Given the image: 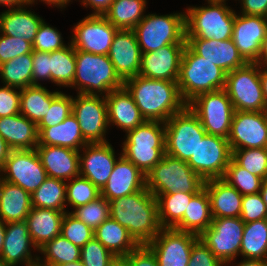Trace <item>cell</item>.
<instances>
[{"instance_id":"cell-1","label":"cell","mask_w":267,"mask_h":266,"mask_svg":"<svg viewBox=\"0 0 267 266\" xmlns=\"http://www.w3.org/2000/svg\"><path fill=\"white\" fill-rule=\"evenodd\" d=\"M124 87L131 94L147 121L165 123L175 113L187 106L180 94L177 82L137 75L125 80Z\"/></svg>"},{"instance_id":"cell-2","label":"cell","mask_w":267,"mask_h":266,"mask_svg":"<svg viewBox=\"0 0 267 266\" xmlns=\"http://www.w3.org/2000/svg\"><path fill=\"white\" fill-rule=\"evenodd\" d=\"M110 217L125 227L139 245H147L161 230L157 200L147 188L109 201Z\"/></svg>"},{"instance_id":"cell-3","label":"cell","mask_w":267,"mask_h":266,"mask_svg":"<svg viewBox=\"0 0 267 266\" xmlns=\"http://www.w3.org/2000/svg\"><path fill=\"white\" fill-rule=\"evenodd\" d=\"M76 70L71 88L78 94L106 96L124 86L108 55L75 49Z\"/></svg>"},{"instance_id":"cell-4","label":"cell","mask_w":267,"mask_h":266,"mask_svg":"<svg viewBox=\"0 0 267 266\" xmlns=\"http://www.w3.org/2000/svg\"><path fill=\"white\" fill-rule=\"evenodd\" d=\"M177 84L183 100L188 104L199 94L224 89L226 72L209 60L197 55L186 44L182 54Z\"/></svg>"},{"instance_id":"cell-5","label":"cell","mask_w":267,"mask_h":266,"mask_svg":"<svg viewBox=\"0 0 267 266\" xmlns=\"http://www.w3.org/2000/svg\"><path fill=\"white\" fill-rule=\"evenodd\" d=\"M189 6L185 11L186 39L227 40L232 38L236 10L225 2Z\"/></svg>"},{"instance_id":"cell-6","label":"cell","mask_w":267,"mask_h":266,"mask_svg":"<svg viewBox=\"0 0 267 266\" xmlns=\"http://www.w3.org/2000/svg\"><path fill=\"white\" fill-rule=\"evenodd\" d=\"M122 155L145 175L165 154V123L145 121L126 132Z\"/></svg>"},{"instance_id":"cell-7","label":"cell","mask_w":267,"mask_h":266,"mask_svg":"<svg viewBox=\"0 0 267 266\" xmlns=\"http://www.w3.org/2000/svg\"><path fill=\"white\" fill-rule=\"evenodd\" d=\"M204 180L195 173L187 161L167 155L146 174V188L155 195L175 192L197 193Z\"/></svg>"},{"instance_id":"cell-8","label":"cell","mask_w":267,"mask_h":266,"mask_svg":"<svg viewBox=\"0 0 267 266\" xmlns=\"http://www.w3.org/2000/svg\"><path fill=\"white\" fill-rule=\"evenodd\" d=\"M133 30L142 53L153 52L169 44H186L185 12L145 14Z\"/></svg>"},{"instance_id":"cell-9","label":"cell","mask_w":267,"mask_h":266,"mask_svg":"<svg viewBox=\"0 0 267 266\" xmlns=\"http://www.w3.org/2000/svg\"><path fill=\"white\" fill-rule=\"evenodd\" d=\"M206 134L197 115L186 106L165 122V153L188 161Z\"/></svg>"},{"instance_id":"cell-10","label":"cell","mask_w":267,"mask_h":266,"mask_svg":"<svg viewBox=\"0 0 267 266\" xmlns=\"http://www.w3.org/2000/svg\"><path fill=\"white\" fill-rule=\"evenodd\" d=\"M235 111H267L260 78V66L247 63L226 73L224 88Z\"/></svg>"},{"instance_id":"cell-11","label":"cell","mask_w":267,"mask_h":266,"mask_svg":"<svg viewBox=\"0 0 267 266\" xmlns=\"http://www.w3.org/2000/svg\"><path fill=\"white\" fill-rule=\"evenodd\" d=\"M187 106L207 134L228 139L235 109L225 89L199 94Z\"/></svg>"},{"instance_id":"cell-12","label":"cell","mask_w":267,"mask_h":266,"mask_svg":"<svg viewBox=\"0 0 267 266\" xmlns=\"http://www.w3.org/2000/svg\"><path fill=\"white\" fill-rule=\"evenodd\" d=\"M244 226L245 223L240 217L213 218L210 227L199 238L228 266L240 255Z\"/></svg>"},{"instance_id":"cell-13","label":"cell","mask_w":267,"mask_h":266,"mask_svg":"<svg viewBox=\"0 0 267 266\" xmlns=\"http://www.w3.org/2000/svg\"><path fill=\"white\" fill-rule=\"evenodd\" d=\"M232 159L228 139L206 134L199 141L195 154L187 161L191 169L204 181L223 178Z\"/></svg>"},{"instance_id":"cell-14","label":"cell","mask_w":267,"mask_h":266,"mask_svg":"<svg viewBox=\"0 0 267 266\" xmlns=\"http://www.w3.org/2000/svg\"><path fill=\"white\" fill-rule=\"evenodd\" d=\"M0 174V179L20 186L30 195L48 178L36 149L12 150Z\"/></svg>"},{"instance_id":"cell-15","label":"cell","mask_w":267,"mask_h":266,"mask_svg":"<svg viewBox=\"0 0 267 266\" xmlns=\"http://www.w3.org/2000/svg\"><path fill=\"white\" fill-rule=\"evenodd\" d=\"M72 114L88 144L107 143L108 114L105 96L78 94L73 98Z\"/></svg>"},{"instance_id":"cell-16","label":"cell","mask_w":267,"mask_h":266,"mask_svg":"<svg viewBox=\"0 0 267 266\" xmlns=\"http://www.w3.org/2000/svg\"><path fill=\"white\" fill-rule=\"evenodd\" d=\"M118 30L104 16L88 15L74 24L69 43L76 50L108 55Z\"/></svg>"},{"instance_id":"cell-17","label":"cell","mask_w":267,"mask_h":266,"mask_svg":"<svg viewBox=\"0 0 267 266\" xmlns=\"http://www.w3.org/2000/svg\"><path fill=\"white\" fill-rule=\"evenodd\" d=\"M199 236L174 228H161L147 246L155 254L159 266H188L193 244Z\"/></svg>"},{"instance_id":"cell-18","label":"cell","mask_w":267,"mask_h":266,"mask_svg":"<svg viewBox=\"0 0 267 266\" xmlns=\"http://www.w3.org/2000/svg\"><path fill=\"white\" fill-rule=\"evenodd\" d=\"M228 142L232 151L267 148V111H235Z\"/></svg>"},{"instance_id":"cell-19","label":"cell","mask_w":267,"mask_h":266,"mask_svg":"<svg viewBox=\"0 0 267 266\" xmlns=\"http://www.w3.org/2000/svg\"><path fill=\"white\" fill-rule=\"evenodd\" d=\"M83 151V152H82ZM80 176L89 179L99 190L107 183L115 163V150L109 142L85 145L79 151Z\"/></svg>"},{"instance_id":"cell-20","label":"cell","mask_w":267,"mask_h":266,"mask_svg":"<svg viewBox=\"0 0 267 266\" xmlns=\"http://www.w3.org/2000/svg\"><path fill=\"white\" fill-rule=\"evenodd\" d=\"M185 46L186 44H169L156 51L142 53L138 75L177 82Z\"/></svg>"},{"instance_id":"cell-21","label":"cell","mask_w":267,"mask_h":266,"mask_svg":"<svg viewBox=\"0 0 267 266\" xmlns=\"http://www.w3.org/2000/svg\"><path fill=\"white\" fill-rule=\"evenodd\" d=\"M266 32L267 18L236 12L232 40L248 63L257 61Z\"/></svg>"},{"instance_id":"cell-22","label":"cell","mask_w":267,"mask_h":266,"mask_svg":"<svg viewBox=\"0 0 267 266\" xmlns=\"http://www.w3.org/2000/svg\"><path fill=\"white\" fill-rule=\"evenodd\" d=\"M32 250L38 252L30 237L26 221L6 223L5 239L0 255L2 260L11 266L18 264L38 266L39 256L35 254L33 257Z\"/></svg>"},{"instance_id":"cell-23","label":"cell","mask_w":267,"mask_h":266,"mask_svg":"<svg viewBox=\"0 0 267 266\" xmlns=\"http://www.w3.org/2000/svg\"><path fill=\"white\" fill-rule=\"evenodd\" d=\"M141 55L142 52L134 30H118L112 41L108 57L123 81L139 74Z\"/></svg>"},{"instance_id":"cell-24","label":"cell","mask_w":267,"mask_h":266,"mask_svg":"<svg viewBox=\"0 0 267 266\" xmlns=\"http://www.w3.org/2000/svg\"><path fill=\"white\" fill-rule=\"evenodd\" d=\"M146 188V175L123 155L117 160L100 195L108 202Z\"/></svg>"},{"instance_id":"cell-25","label":"cell","mask_w":267,"mask_h":266,"mask_svg":"<svg viewBox=\"0 0 267 266\" xmlns=\"http://www.w3.org/2000/svg\"><path fill=\"white\" fill-rule=\"evenodd\" d=\"M186 44L199 56L217 65L226 73L248 62L239 53L232 38L227 40L186 39Z\"/></svg>"},{"instance_id":"cell-26","label":"cell","mask_w":267,"mask_h":266,"mask_svg":"<svg viewBox=\"0 0 267 266\" xmlns=\"http://www.w3.org/2000/svg\"><path fill=\"white\" fill-rule=\"evenodd\" d=\"M36 150L48 177L69 181L80 176L79 151L49 145H37Z\"/></svg>"},{"instance_id":"cell-27","label":"cell","mask_w":267,"mask_h":266,"mask_svg":"<svg viewBox=\"0 0 267 266\" xmlns=\"http://www.w3.org/2000/svg\"><path fill=\"white\" fill-rule=\"evenodd\" d=\"M105 100L109 126L116 125L121 130L128 132L146 121L133 97L124 86L111 91L105 96Z\"/></svg>"},{"instance_id":"cell-28","label":"cell","mask_w":267,"mask_h":266,"mask_svg":"<svg viewBox=\"0 0 267 266\" xmlns=\"http://www.w3.org/2000/svg\"><path fill=\"white\" fill-rule=\"evenodd\" d=\"M213 218L240 217L243 195L223 178L204 181Z\"/></svg>"},{"instance_id":"cell-29","label":"cell","mask_w":267,"mask_h":266,"mask_svg":"<svg viewBox=\"0 0 267 266\" xmlns=\"http://www.w3.org/2000/svg\"><path fill=\"white\" fill-rule=\"evenodd\" d=\"M26 6V7H25ZM30 4L8 8L0 14V33L12 36L33 44L35 35L43 18L35 12L27 10Z\"/></svg>"},{"instance_id":"cell-30","label":"cell","mask_w":267,"mask_h":266,"mask_svg":"<svg viewBox=\"0 0 267 266\" xmlns=\"http://www.w3.org/2000/svg\"><path fill=\"white\" fill-rule=\"evenodd\" d=\"M0 135L12 150L36 149L37 125L22 114L0 117Z\"/></svg>"},{"instance_id":"cell-31","label":"cell","mask_w":267,"mask_h":266,"mask_svg":"<svg viewBox=\"0 0 267 266\" xmlns=\"http://www.w3.org/2000/svg\"><path fill=\"white\" fill-rule=\"evenodd\" d=\"M67 211L32 207L26 223L33 244L37 249L61 235V224Z\"/></svg>"},{"instance_id":"cell-32","label":"cell","mask_w":267,"mask_h":266,"mask_svg":"<svg viewBox=\"0 0 267 266\" xmlns=\"http://www.w3.org/2000/svg\"><path fill=\"white\" fill-rule=\"evenodd\" d=\"M38 145L61 146L80 151L88 143L84 140L79 123L73 114L53 127H37Z\"/></svg>"},{"instance_id":"cell-33","label":"cell","mask_w":267,"mask_h":266,"mask_svg":"<svg viewBox=\"0 0 267 266\" xmlns=\"http://www.w3.org/2000/svg\"><path fill=\"white\" fill-rule=\"evenodd\" d=\"M32 209L31 195L20 186L0 179V219L25 221Z\"/></svg>"},{"instance_id":"cell-34","label":"cell","mask_w":267,"mask_h":266,"mask_svg":"<svg viewBox=\"0 0 267 266\" xmlns=\"http://www.w3.org/2000/svg\"><path fill=\"white\" fill-rule=\"evenodd\" d=\"M94 238L117 258L128 255L139 246L129 231L111 217L94 230Z\"/></svg>"},{"instance_id":"cell-35","label":"cell","mask_w":267,"mask_h":266,"mask_svg":"<svg viewBox=\"0 0 267 266\" xmlns=\"http://www.w3.org/2000/svg\"><path fill=\"white\" fill-rule=\"evenodd\" d=\"M212 220L210 199L203 187L192 197L182 220L174 229L200 236L210 227Z\"/></svg>"},{"instance_id":"cell-36","label":"cell","mask_w":267,"mask_h":266,"mask_svg":"<svg viewBox=\"0 0 267 266\" xmlns=\"http://www.w3.org/2000/svg\"><path fill=\"white\" fill-rule=\"evenodd\" d=\"M61 91L50 92L43 85H33L21 89L20 114L27 117L36 125L46 116L52 100Z\"/></svg>"},{"instance_id":"cell-37","label":"cell","mask_w":267,"mask_h":266,"mask_svg":"<svg viewBox=\"0 0 267 266\" xmlns=\"http://www.w3.org/2000/svg\"><path fill=\"white\" fill-rule=\"evenodd\" d=\"M147 0H114L104 17L119 30H133L145 17Z\"/></svg>"},{"instance_id":"cell-38","label":"cell","mask_w":267,"mask_h":266,"mask_svg":"<svg viewBox=\"0 0 267 266\" xmlns=\"http://www.w3.org/2000/svg\"><path fill=\"white\" fill-rule=\"evenodd\" d=\"M195 194L178 191L173 194L155 195L161 228H174L182 220Z\"/></svg>"},{"instance_id":"cell-39","label":"cell","mask_w":267,"mask_h":266,"mask_svg":"<svg viewBox=\"0 0 267 266\" xmlns=\"http://www.w3.org/2000/svg\"><path fill=\"white\" fill-rule=\"evenodd\" d=\"M240 255L244 259L267 260V218L245 223Z\"/></svg>"},{"instance_id":"cell-40","label":"cell","mask_w":267,"mask_h":266,"mask_svg":"<svg viewBox=\"0 0 267 266\" xmlns=\"http://www.w3.org/2000/svg\"><path fill=\"white\" fill-rule=\"evenodd\" d=\"M38 252L45 256L44 259L39 256L38 266H58L79 261L81 248L58 235L39 248Z\"/></svg>"},{"instance_id":"cell-41","label":"cell","mask_w":267,"mask_h":266,"mask_svg":"<svg viewBox=\"0 0 267 266\" xmlns=\"http://www.w3.org/2000/svg\"><path fill=\"white\" fill-rule=\"evenodd\" d=\"M76 70L75 49L71 43L50 52V81L59 87H70Z\"/></svg>"},{"instance_id":"cell-42","label":"cell","mask_w":267,"mask_h":266,"mask_svg":"<svg viewBox=\"0 0 267 266\" xmlns=\"http://www.w3.org/2000/svg\"><path fill=\"white\" fill-rule=\"evenodd\" d=\"M32 207L66 211V181L48 177L31 195Z\"/></svg>"},{"instance_id":"cell-43","label":"cell","mask_w":267,"mask_h":266,"mask_svg":"<svg viewBox=\"0 0 267 266\" xmlns=\"http://www.w3.org/2000/svg\"><path fill=\"white\" fill-rule=\"evenodd\" d=\"M32 53L18 56L0 65V79L3 85L19 89L32 86Z\"/></svg>"},{"instance_id":"cell-44","label":"cell","mask_w":267,"mask_h":266,"mask_svg":"<svg viewBox=\"0 0 267 266\" xmlns=\"http://www.w3.org/2000/svg\"><path fill=\"white\" fill-rule=\"evenodd\" d=\"M223 179L242 195L259 193L264 179L249 173L231 159Z\"/></svg>"},{"instance_id":"cell-45","label":"cell","mask_w":267,"mask_h":266,"mask_svg":"<svg viewBox=\"0 0 267 266\" xmlns=\"http://www.w3.org/2000/svg\"><path fill=\"white\" fill-rule=\"evenodd\" d=\"M100 196V190L89 179L82 176L66 182V206L69 204L73 209L86 205Z\"/></svg>"},{"instance_id":"cell-46","label":"cell","mask_w":267,"mask_h":266,"mask_svg":"<svg viewBox=\"0 0 267 266\" xmlns=\"http://www.w3.org/2000/svg\"><path fill=\"white\" fill-rule=\"evenodd\" d=\"M232 159L249 173L267 180V148L233 150Z\"/></svg>"},{"instance_id":"cell-47","label":"cell","mask_w":267,"mask_h":266,"mask_svg":"<svg viewBox=\"0 0 267 266\" xmlns=\"http://www.w3.org/2000/svg\"><path fill=\"white\" fill-rule=\"evenodd\" d=\"M70 213L95 230L110 217V204L104 197L100 196L86 205L75 208Z\"/></svg>"},{"instance_id":"cell-48","label":"cell","mask_w":267,"mask_h":266,"mask_svg":"<svg viewBox=\"0 0 267 266\" xmlns=\"http://www.w3.org/2000/svg\"><path fill=\"white\" fill-rule=\"evenodd\" d=\"M61 235L74 245L82 248L94 238V230L67 210L61 224Z\"/></svg>"},{"instance_id":"cell-49","label":"cell","mask_w":267,"mask_h":266,"mask_svg":"<svg viewBox=\"0 0 267 266\" xmlns=\"http://www.w3.org/2000/svg\"><path fill=\"white\" fill-rule=\"evenodd\" d=\"M73 96L62 91L52 100L46 116L37 124V127H53L63 122L72 114Z\"/></svg>"},{"instance_id":"cell-50","label":"cell","mask_w":267,"mask_h":266,"mask_svg":"<svg viewBox=\"0 0 267 266\" xmlns=\"http://www.w3.org/2000/svg\"><path fill=\"white\" fill-rule=\"evenodd\" d=\"M117 257L93 238L81 248L80 260L84 266H111Z\"/></svg>"},{"instance_id":"cell-51","label":"cell","mask_w":267,"mask_h":266,"mask_svg":"<svg viewBox=\"0 0 267 266\" xmlns=\"http://www.w3.org/2000/svg\"><path fill=\"white\" fill-rule=\"evenodd\" d=\"M65 46L67 45L63 41L61 32H59L56 27H52L43 20L35 35L32 44L33 50L53 52L62 49Z\"/></svg>"},{"instance_id":"cell-52","label":"cell","mask_w":267,"mask_h":266,"mask_svg":"<svg viewBox=\"0 0 267 266\" xmlns=\"http://www.w3.org/2000/svg\"><path fill=\"white\" fill-rule=\"evenodd\" d=\"M32 51L30 42L0 33V65Z\"/></svg>"},{"instance_id":"cell-53","label":"cell","mask_w":267,"mask_h":266,"mask_svg":"<svg viewBox=\"0 0 267 266\" xmlns=\"http://www.w3.org/2000/svg\"><path fill=\"white\" fill-rule=\"evenodd\" d=\"M266 218L267 206L260 193L243 195L240 219L248 223Z\"/></svg>"},{"instance_id":"cell-54","label":"cell","mask_w":267,"mask_h":266,"mask_svg":"<svg viewBox=\"0 0 267 266\" xmlns=\"http://www.w3.org/2000/svg\"><path fill=\"white\" fill-rule=\"evenodd\" d=\"M20 92L16 87L0 86V117L20 114Z\"/></svg>"},{"instance_id":"cell-55","label":"cell","mask_w":267,"mask_h":266,"mask_svg":"<svg viewBox=\"0 0 267 266\" xmlns=\"http://www.w3.org/2000/svg\"><path fill=\"white\" fill-rule=\"evenodd\" d=\"M188 266H225L200 240L193 244Z\"/></svg>"},{"instance_id":"cell-56","label":"cell","mask_w":267,"mask_h":266,"mask_svg":"<svg viewBox=\"0 0 267 266\" xmlns=\"http://www.w3.org/2000/svg\"><path fill=\"white\" fill-rule=\"evenodd\" d=\"M32 86L41 85L39 81H50V52L32 51Z\"/></svg>"},{"instance_id":"cell-57","label":"cell","mask_w":267,"mask_h":266,"mask_svg":"<svg viewBox=\"0 0 267 266\" xmlns=\"http://www.w3.org/2000/svg\"><path fill=\"white\" fill-rule=\"evenodd\" d=\"M122 259L127 266H159L155 254L147 245H139Z\"/></svg>"},{"instance_id":"cell-58","label":"cell","mask_w":267,"mask_h":266,"mask_svg":"<svg viewBox=\"0 0 267 266\" xmlns=\"http://www.w3.org/2000/svg\"><path fill=\"white\" fill-rule=\"evenodd\" d=\"M241 4V14L267 18V0H238Z\"/></svg>"},{"instance_id":"cell-59","label":"cell","mask_w":267,"mask_h":266,"mask_svg":"<svg viewBox=\"0 0 267 266\" xmlns=\"http://www.w3.org/2000/svg\"><path fill=\"white\" fill-rule=\"evenodd\" d=\"M113 1L114 0H82L81 4L86 8L89 6V8H93V12L88 15L104 16V14L109 10Z\"/></svg>"},{"instance_id":"cell-60","label":"cell","mask_w":267,"mask_h":266,"mask_svg":"<svg viewBox=\"0 0 267 266\" xmlns=\"http://www.w3.org/2000/svg\"><path fill=\"white\" fill-rule=\"evenodd\" d=\"M11 151L12 149L0 135V170L4 167L5 161L9 157Z\"/></svg>"},{"instance_id":"cell-61","label":"cell","mask_w":267,"mask_h":266,"mask_svg":"<svg viewBox=\"0 0 267 266\" xmlns=\"http://www.w3.org/2000/svg\"><path fill=\"white\" fill-rule=\"evenodd\" d=\"M255 63L259 66H267V32L262 41L260 53Z\"/></svg>"},{"instance_id":"cell-62","label":"cell","mask_w":267,"mask_h":266,"mask_svg":"<svg viewBox=\"0 0 267 266\" xmlns=\"http://www.w3.org/2000/svg\"><path fill=\"white\" fill-rule=\"evenodd\" d=\"M27 1L31 5V7L33 4L35 5V1L37 2V0H27ZM40 1L48 5H53L54 7L56 6L57 8L60 7L61 9L66 8L68 3L72 2V0H39V2Z\"/></svg>"},{"instance_id":"cell-63","label":"cell","mask_w":267,"mask_h":266,"mask_svg":"<svg viewBox=\"0 0 267 266\" xmlns=\"http://www.w3.org/2000/svg\"><path fill=\"white\" fill-rule=\"evenodd\" d=\"M260 78L267 109V66H260Z\"/></svg>"},{"instance_id":"cell-64","label":"cell","mask_w":267,"mask_h":266,"mask_svg":"<svg viewBox=\"0 0 267 266\" xmlns=\"http://www.w3.org/2000/svg\"><path fill=\"white\" fill-rule=\"evenodd\" d=\"M232 266H234L233 263ZM235 266H267V260L243 259Z\"/></svg>"},{"instance_id":"cell-65","label":"cell","mask_w":267,"mask_h":266,"mask_svg":"<svg viewBox=\"0 0 267 266\" xmlns=\"http://www.w3.org/2000/svg\"><path fill=\"white\" fill-rule=\"evenodd\" d=\"M28 3L27 0H0V5L9 8L21 7Z\"/></svg>"},{"instance_id":"cell-66","label":"cell","mask_w":267,"mask_h":266,"mask_svg":"<svg viewBox=\"0 0 267 266\" xmlns=\"http://www.w3.org/2000/svg\"><path fill=\"white\" fill-rule=\"evenodd\" d=\"M5 227L6 223L0 219V255L2 253L4 239H5Z\"/></svg>"},{"instance_id":"cell-67","label":"cell","mask_w":267,"mask_h":266,"mask_svg":"<svg viewBox=\"0 0 267 266\" xmlns=\"http://www.w3.org/2000/svg\"><path fill=\"white\" fill-rule=\"evenodd\" d=\"M259 193L267 206V180H264L262 188Z\"/></svg>"},{"instance_id":"cell-68","label":"cell","mask_w":267,"mask_h":266,"mask_svg":"<svg viewBox=\"0 0 267 266\" xmlns=\"http://www.w3.org/2000/svg\"><path fill=\"white\" fill-rule=\"evenodd\" d=\"M111 266H127V264L122 258H117Z\"/></svg>"},{"instance_id":"cell-69","label":"cell","mask_w":267,"mask_h":266,"mask_svg":"<svg viewBox=\"0 0 267 266\" xmlns=\"http://www.w3.org/2000/svg\"><path fill=\"white\" fill-rule=\"evenodd\" d=\"M58 266H84V264L81 262V260H79L73 263H67V264L58 265Z\"/></svg>"},{"instance_id":"cell-70","label":"cell","mask_w":267,"mask_h":266,"mask_svg":"<svg viewBox=\"0 0 267 266\" xmlns=\"http://www.w3.org/2000/svg\"><path fill=\"white\" fill-rule=\"evenodd\" d=\"M0 266H11V265L5 263V262L2 260V258L0 257Z\"/></svg>"},{"instance_id":"cell-71","label":"cell","mask_w":267,"mask_h":266,"mask_svg":"<svg viewBox=\"0 0 267 266\" xmlns=\"http://www.w3.org/2000/svg\"><path fill=\"white\" fill-rule=\"evenodd\" d=\"M207 2H226L227 0H206Z\"/></svg>"}]
</instances>
